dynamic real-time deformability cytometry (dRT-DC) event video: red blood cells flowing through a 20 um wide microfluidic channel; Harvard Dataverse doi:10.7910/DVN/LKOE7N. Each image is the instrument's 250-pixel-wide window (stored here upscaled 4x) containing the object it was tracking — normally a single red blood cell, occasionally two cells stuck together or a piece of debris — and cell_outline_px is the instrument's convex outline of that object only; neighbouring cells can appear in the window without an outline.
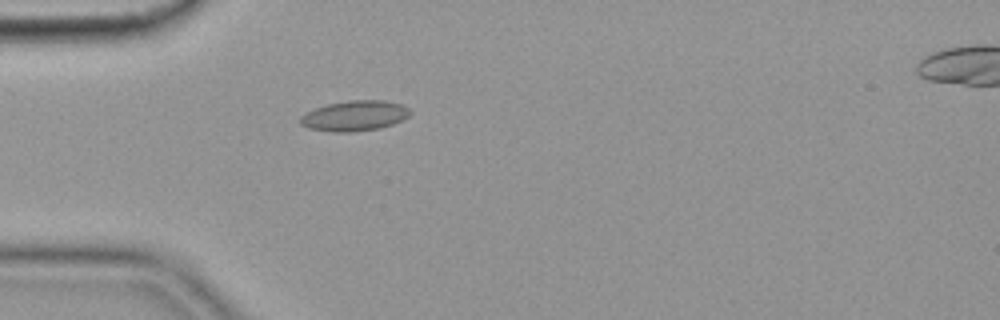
{"species": "common noctule bat (a hibernating species)", "species_latin": "Nyctalus noctula", "temperature_condition": "cold", "stored_images_in_passage": 41, "camera_frame_rate_fps": 3000, "um_per_image_px": 0.085, "animal": {"sex": "female", "body_mass_g": 19.9}, "frame": {"image": 1, "passage_image": 1, "time_ms": 0.0, "image_size_px": [1000, 320], "cell_outline_px": [[412, 112], [404, 120], [380, 128], [352, 132], [332, 132], [308, 128], [300, 124], [300, 116], [304, 112], [328, 104], [348, 100], [384, 100], [400, 104], [408, 108]], "centroid_in_image_um": [30.13, 9.84], "position_along_channel_um": 54.9, "area_um2": 19.54}}
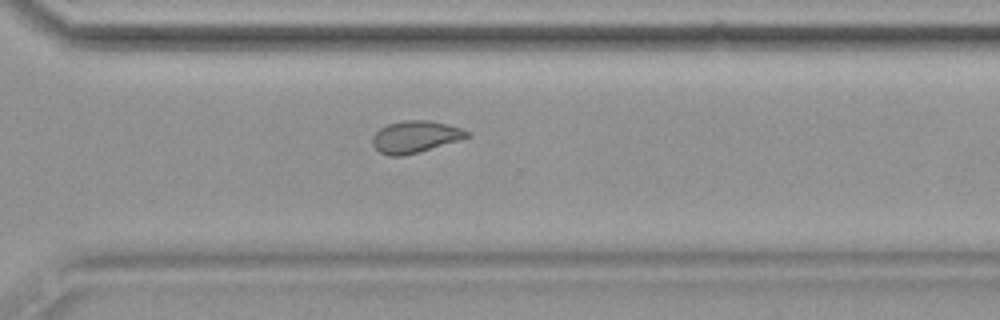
{"frame": {"image": 2, "passage_image": 25, "time_ms": 8.0, "image_size_px": [1000, 320], "cell_outline_px": [[472, 136], [460, 140], [404, 156], [388, 156], [380, 152], [372, 144], [372, 136], [380, 128], [388, 124], [404, 120], [432, 120], [460, 128], [472, 132]], "centroid_in_image_um": [35.32, 11.62], "position_along_channel_um": 335.3, "area_um2": 17.69}}
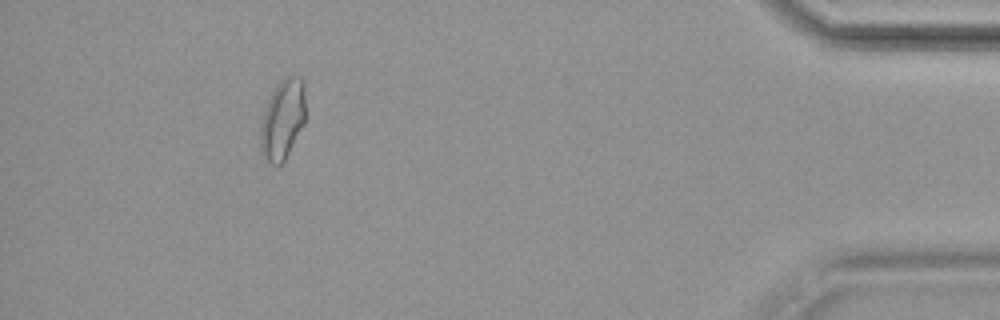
{"frame": {"image": 3, "passage_image": 36, "time_ms": 11.667, "image_size_px": [1000, 320], "cell_outline_px": [[304, 124], [284, 160], [280, 164], [272, 164], [264, 156], [260, 148], [260, 128], [264, 108], [276, 84], [284, 76], [300, 76], [304, 80]], "centroid_in_image_um": [24.01, 10.09], "position_along_channel_um": 411.2, "area_um2": 20.92}, "authors_computed_cell_mechanics": {"area_um2": 18.0914, "velocity_mm_per_s": 3.6005, "shape_relaxation_time_tau1_ms": null, "shape_relaxation_time_tau2_ms": 2.328, "deformation_change_tau1": null, "deformation_change_tau2": 0.0615}}